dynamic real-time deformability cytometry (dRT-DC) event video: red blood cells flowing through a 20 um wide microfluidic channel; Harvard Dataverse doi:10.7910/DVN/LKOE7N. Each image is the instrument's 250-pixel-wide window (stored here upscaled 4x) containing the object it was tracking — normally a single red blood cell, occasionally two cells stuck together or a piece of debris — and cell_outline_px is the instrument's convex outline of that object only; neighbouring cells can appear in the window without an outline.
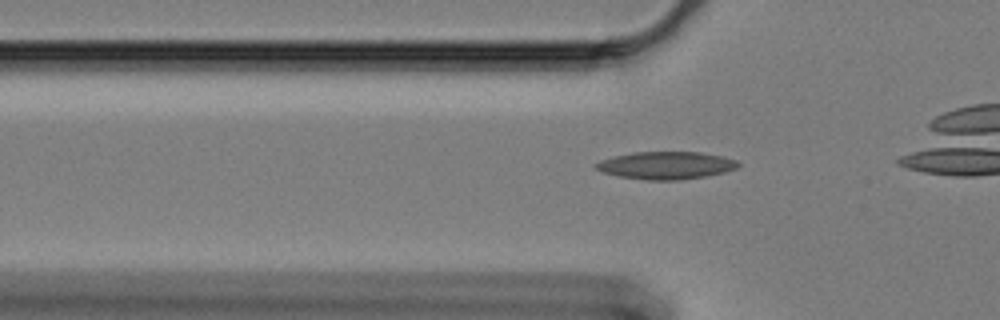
{"species": "Egyptian fruit bat (a non-hibernating species)", "species_latin": "Rousettus aegyptiacus", "temperature_condition": "cold", "stored_images_in_passage": 40, "camera_frame_rate_fps": 3000, "um_per_image_px": 0.085, "animal": {"sex": "female"}, "frame": {"image": 1, "passage_image": 11, "time_ms": 3.333, "image_size_px": [1000, 320], "cell_outline_px": [[740, 164], [736, 168], [724, 172], [704, 176], [680, 180], [648, 180], [620, 176], [604, 172], [596, 168], [596, 164], [600, 160], [632, 152], [700, 152], [720, 156], [736, 160]], "centroid_in_image_um": [56.63, 14.05], "position_along_channel_um": 69.2, "area_um2": 22.48}}
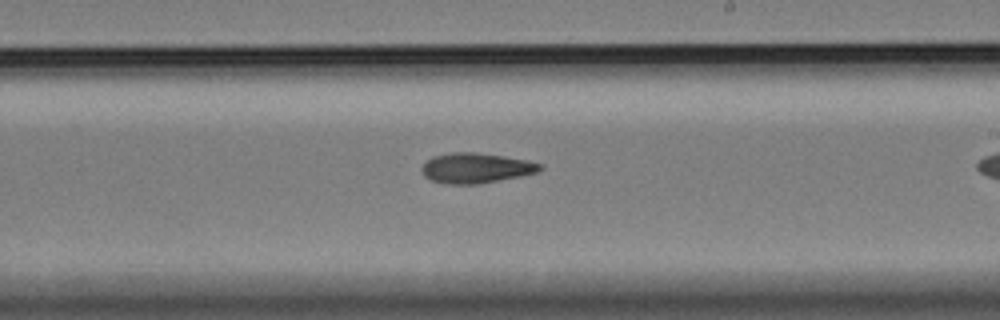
{"frame": {"image": 2, "passage_image": 27, "time_ms": 8.667, "image_size_px": [1000, 320], "cell_outline_px": [[544, 168], [540, 172], [520, 176], [476, 184], [448, 184], [432, 180], [424, 176], [420, 168], [432, 156], [452, 152], [476, 152], [504, 156], [528, 160], [544, 164]], "centroid_in_image_um": [40.49, 14.27], "position_along_channel_um": 248.5, "area_um2": 20.87}}
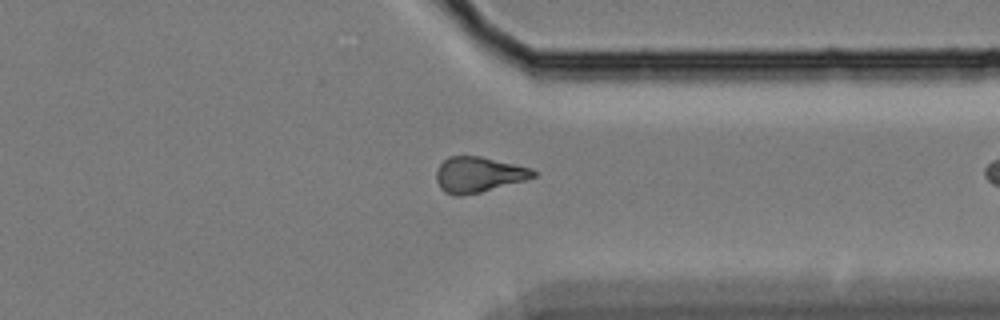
{"frame": {"image": 3, "passage_image": 38, "time_ms": 12.333, "image_size_px": [1000, 320], "cell_outline_px": [[536, 176], [524, 180], [480, 192], [460, 196], [452, 196], [444, 192], [440, 188], [436, 180], [436, 172], [440, 164], [448, 156], [480, 156], [532, 168], [536, 172]], "centroid_in_image_um": [40.64, 14.84], "position_along_channel_um": 370.8, "area_um2": 20.0}}